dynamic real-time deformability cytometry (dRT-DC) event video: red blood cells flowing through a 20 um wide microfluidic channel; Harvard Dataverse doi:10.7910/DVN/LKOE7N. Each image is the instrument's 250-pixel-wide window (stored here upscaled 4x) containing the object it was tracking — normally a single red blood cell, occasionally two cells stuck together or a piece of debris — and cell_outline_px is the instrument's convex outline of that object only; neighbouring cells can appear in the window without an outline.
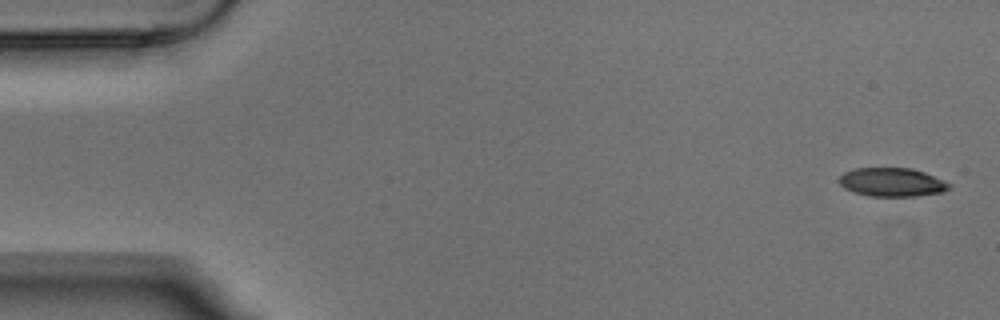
{"species": "Egyptian fruit bat (a non-hibernating species)", "species_latin": "Rousettus aegyptiacus", "temperature_condition": "warm", "stored_images_in_passage": 5, "camera_frame_rate_fps": 3000, "um_per_image_px": 0.085, "animal": {"sex": "male"}, "frame": {"image": 1, "passage_image": 1, "time_ms": 0.0, "image_size_px": [1000, 320], "cell_outline_px": [[952, 188], [944, 192], [916, 196], [868, 196], [852, 192], [844, 188], [840, 184], [840, 176], [844, 172], [856, 168], [912, 168], [924, 172], [944, 180], [952, 184]], "centroid_in_image_um": [75.85, 15.49], "position_along_channel_um": 9.1, "area_um2": 18.55}}